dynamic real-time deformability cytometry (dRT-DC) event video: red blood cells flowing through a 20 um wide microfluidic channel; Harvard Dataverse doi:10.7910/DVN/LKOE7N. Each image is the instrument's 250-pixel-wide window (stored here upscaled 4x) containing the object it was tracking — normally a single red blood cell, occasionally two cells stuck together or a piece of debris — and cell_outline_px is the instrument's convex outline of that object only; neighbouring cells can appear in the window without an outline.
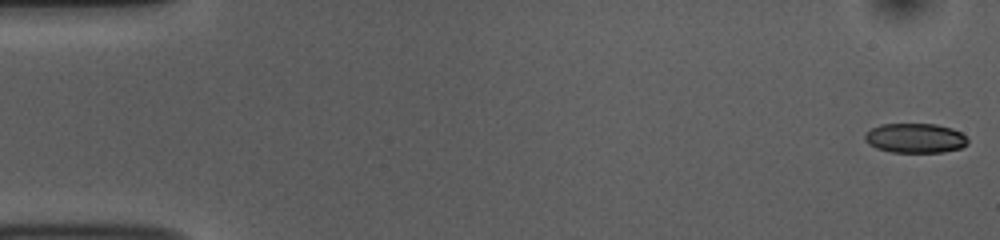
{"species": "common noctule bat (a hibernating species)", "species_latin": "Nyctalus noctula", "temperature_condition": "room temperature", "stored_images_in_passage": 53, "camera_frame_rate_fps": 3000, "um_per_image_px": 0.085, "animal": {"sex": "female", "body_mass_g": 10.0, "forearm_length_mm": 53.1}, "frame": {"image": 1, "passage_image": 1, "time_ms": 0.0, "image_size_px": [1000, 240], "cell_outline_px": [[968, 144], [960, 148], [944, 152], [892, 152], [876, 148], [868, 144], [864, 140], [864, 132], [880, 124], [936, 124], [952, 128], [960, 132], [968, 140]], "centroid_in_image_um": [77.76, 11.74], "position_along_channel_um": 7.2, "area_um2": 17.86}}
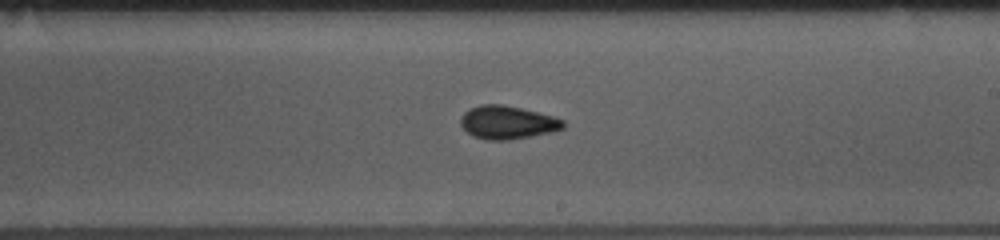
{"frame": {"image": 2, "passage_image": 31, "time_ms": 10.0, "image_size_px": [1000, 240], "cell_outline_px": [[564, 128], [552, 132], [532, 136], [508, 140], [488, 140], [472, 136], [460, 124], [460, 116], [464, 112], [480, 104], [500, 104], [520, 108], [552, 116], [564, 120]], "centroid_in_image_um": [43.12, 10.41], "position_along_channel_um": 245.9, "area_um2": 19.77}}
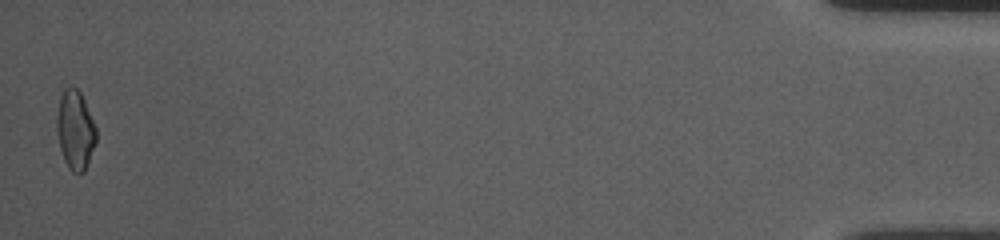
{"frame": {"image": 3, "passage_image": 53, "time_ms": 17.333, "image_size_px": [1000, 240], "cell_outline_px": [[96, 140], [84, 172], [72, 172], [68, 168], [64, 160], [60, 148], [56, 128], [56, 116], [60, 96], [64, 88], [76, 88], [80, 92], [84, 100], [96, 128]], "centroid_in_image_um": [6.37, 11.05], "position_along_channel_um": 428.8, "area_um2": 17.92}, "authors_computed_cell_mechanics": {"area_um2": 18.785, "velocity_mm_per_s": 3.7504, "shape_relaxation_time_tau1_ms": 4.1096, "shape_relaxation_time_tau2_ms": 1.1925, "deformation_change_tau1": 0.1032, "deformation_change_tau2": 0.0587}}